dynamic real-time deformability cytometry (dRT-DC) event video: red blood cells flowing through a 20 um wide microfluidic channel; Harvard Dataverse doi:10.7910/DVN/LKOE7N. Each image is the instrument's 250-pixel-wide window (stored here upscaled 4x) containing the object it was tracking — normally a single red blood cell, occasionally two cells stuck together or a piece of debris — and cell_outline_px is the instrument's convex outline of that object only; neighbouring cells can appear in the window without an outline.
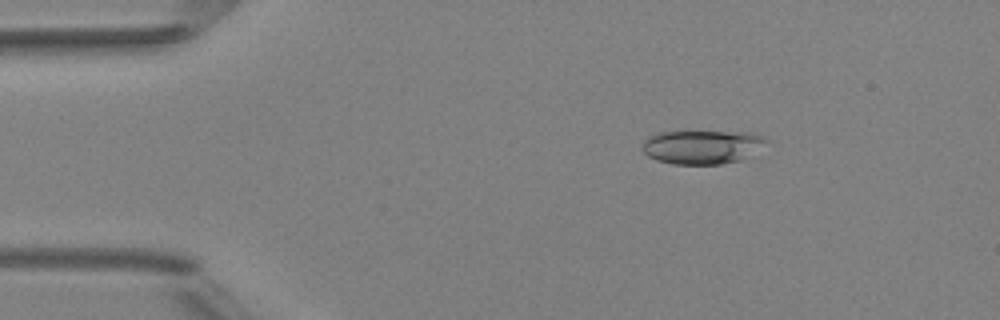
{"species": "Egyptian fruit bat (a non-hibernating species)", "species_latin": "Rousettus aegyptiacus", "temperature_condition": "room temperature", "stored_images_in_passage": 5, "camera_frame_rate_fps": 3000, "um_per_image_px": 0.085, "animal": {"sex": "female"}, "frame": {"image": 1, "passage_image": 3, "time_ms": 2.333, "image_size_px": [1000, 320], "cell_outline_px": [[768, 140], [740, 160], [720, 164], [672, 164], [656, 160], [648, 156], [640, 148], [644, 140], [656, 132], [752, 132], [764, 136]], "centroid_in_image_um": [59.6, 12.48], "position_along_channel_um": 25.4, "area_um2": 24.16}}
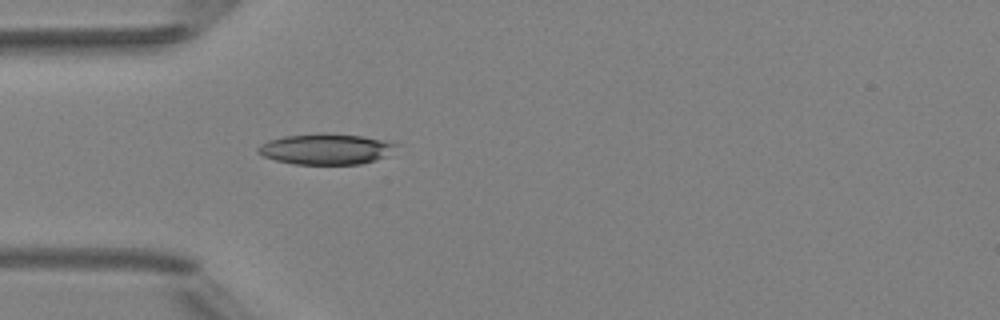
{"frame": {"image": 2, "passage_image": 5, "time_ms": 4.667, "image_size_px": [1000, 320], "cell_outline_px": [[400, 144], [384, 156], [376, 160], [360, 164], [296, 164], [276, 160], [264, 156], [256, 152], [256, 148], [260, 144], [268, 140], [284, 136], [364, 136], [384, 140]], "centroid_in_image_um": [27.68, 12.71], "position_along_channel_um": 57.3, "area_um2": 23.7}}